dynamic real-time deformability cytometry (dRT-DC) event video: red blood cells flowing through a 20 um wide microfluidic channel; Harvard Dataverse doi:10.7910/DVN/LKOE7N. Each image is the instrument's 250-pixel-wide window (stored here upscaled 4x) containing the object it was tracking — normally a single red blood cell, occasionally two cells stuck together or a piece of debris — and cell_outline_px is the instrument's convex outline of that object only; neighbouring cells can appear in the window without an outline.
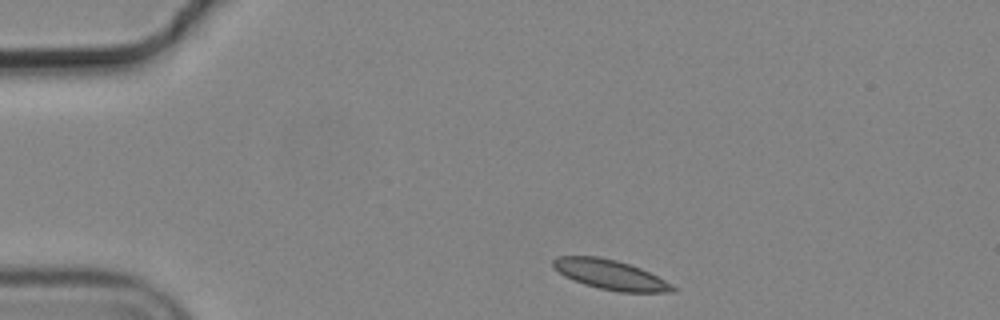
{"species": "common noctule bat (a hibernating species)", "species_latin": "Nyctalus noctula", "temperature_condition": "cold", "stored_images_in_passage": 4, "camera_frame_rate_fps": 3000, "um_per_image_px": 0.085, "animal": {"sex": "male", "body_mass_g": 19.2, "forearm_length_mm": 51.8}, "frame": {"image": 1, "passage_image": 1, "time_ms": 0.0, "image_size_px": [1000, 320], "cell_outline_px": [[676, 292], [620, 292], [600, 288], [584, 284], [572, 280], [564, 276], [552, 268], [552, 260], [556, 256], [596, 256], [616, 260], [640, 268], [664, 280], [676, 288]], "centroid_in_image_um": [51.81, 23.34], "position_along_channel_um": 33.2, "area_um2": 20.58}}
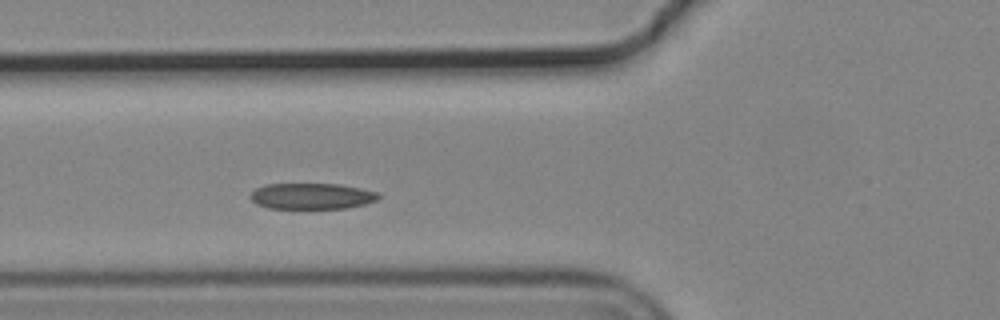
{"frame": {"image": 2, "passage_image": 4, "time_ms": 1.0, "image_size_px": [1000, 320], "cell_outline_px": [[380, 196], [376, 200], [364, 204], [348, 208], [268, 208], [256, 204], [248, 196], [256, 188], [264, 184], [340, 184], [360, 188], [376, 192]], "centroid_in_image_um": [26.46, 16.67], "position_along_channel_um": 99.3, "area_um2": 19.36}}